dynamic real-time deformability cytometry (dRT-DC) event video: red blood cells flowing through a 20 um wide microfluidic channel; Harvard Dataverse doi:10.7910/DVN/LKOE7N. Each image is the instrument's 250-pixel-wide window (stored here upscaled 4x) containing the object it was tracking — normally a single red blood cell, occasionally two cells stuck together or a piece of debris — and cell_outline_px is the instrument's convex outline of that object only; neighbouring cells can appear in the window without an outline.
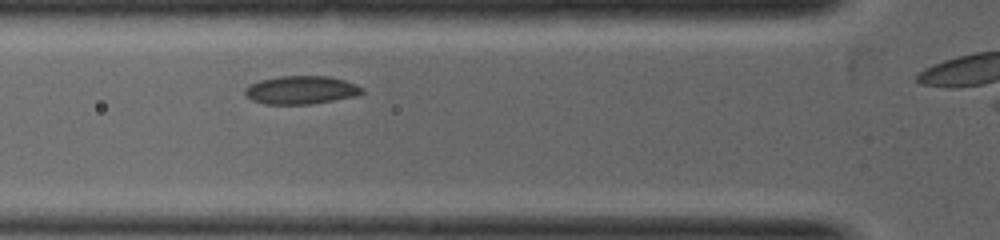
{"species": "common noctule bat (a hibernating species)", "species_latin": "Nyctalus noctula", "temperature_condition": "warm", "stored_images_in_passage": 5, "camera_frame_rate_fps": 5000, "um_per_image_px": 0.085, "animal": {"sex": "female", "body_mass_g": 19.0, "forearm_length_mm": 53.3}, "frame": {"image": 1, "passage_image": 4, "time_ms": 1.2, "image_size_px": [1000, 240], "cell_outline_px": [[364, 92], [360, 96], [308, 104], [264, 104], [252, 100], [244, 92], [244, 88], [260, 80], [280, 76], [328, 76], [344, 80], [356, 84], [364, 88]], "centroid_in_image_um": [25.64, 7.65], "position_along_channel_um": 100.2, "area_um2": 19.31}}